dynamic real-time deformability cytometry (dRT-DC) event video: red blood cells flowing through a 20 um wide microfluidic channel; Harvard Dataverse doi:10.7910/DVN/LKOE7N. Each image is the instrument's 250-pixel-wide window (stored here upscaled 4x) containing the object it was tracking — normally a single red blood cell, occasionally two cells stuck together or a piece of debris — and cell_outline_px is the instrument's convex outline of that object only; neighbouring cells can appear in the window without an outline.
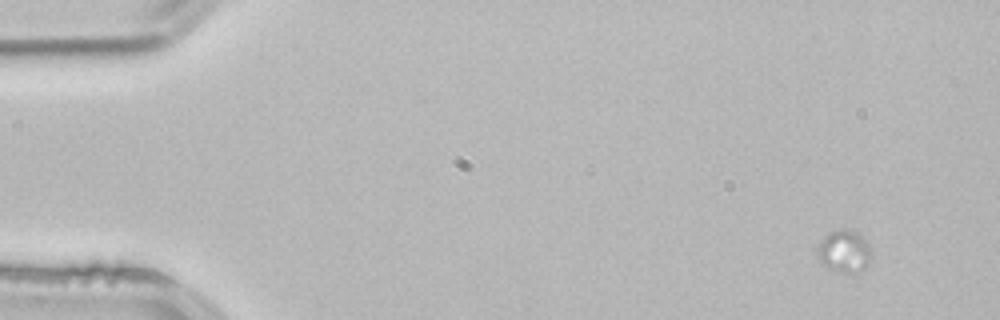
{"species": "common noctule bat (a hibernating species)", "species_latin": "Nyctalus noctula", "temperature_condition": "room temperature", "stored_images_in_passage": 4, "segment_of_instrument_passage": [2, 2], "camera_frame_rate_fps": 3000, "um_per_image_px": 0.085, "animal": {"sex": "male", "body_mass_g": 21.5, "forearm_length_mm": 52.0}, "frame": {"image": 1, "passage_image": 4, "time_ms": 1.0, "image_size_px": [1000, 320], "cell_outline_px": [[872, 256], [868, 264], [860, 272], [840, 272], [820, 264], [816, 256], [816, 248], [820, 240], [828, 232], [840, 228], [844, 228], [860, 232], [868, 244]], "centroid_in_image_um": [71.73, 21.33], "position_along_channel_um": 13.3, "area_um2": 13.76}}